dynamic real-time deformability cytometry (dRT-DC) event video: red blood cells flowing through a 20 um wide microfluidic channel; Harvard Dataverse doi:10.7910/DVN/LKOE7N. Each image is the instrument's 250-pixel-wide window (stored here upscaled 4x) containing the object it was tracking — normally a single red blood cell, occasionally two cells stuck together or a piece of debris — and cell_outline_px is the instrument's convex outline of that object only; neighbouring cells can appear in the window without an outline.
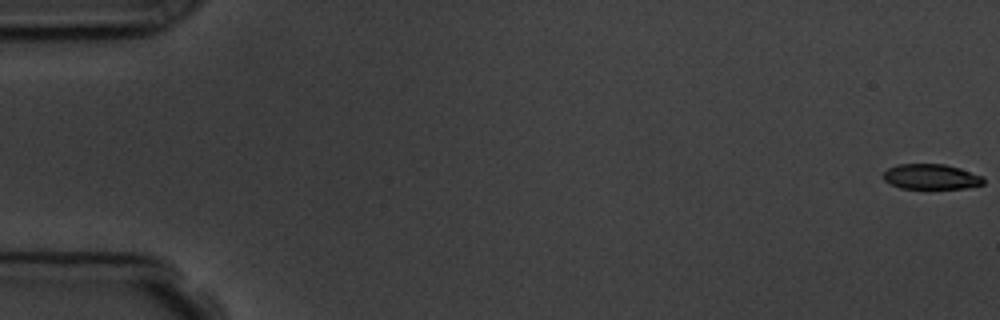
{"species": "common noctule bat (a hibernating species)", "species_latin": "Nyctalus noctula", "temperature_condition": "room temperature", "stored_images_in_passage": 7, "camera_frame_rate_fps": 3000, "um_per_image_px": 0.085, "animal": {"sex": "male", "body_mass_g": 19.5, "forearm_length_mm": 54.6}, "frame": {"image": 1, "passage_image": 1, "time_ms": 0.0, "image_size_px": [1000, 320], "cell_outline_px": [[984, 184], [968, 188], [900, 188], [888, 184], [884, 180], [884, 172], [888, 168], [896, 164], [944, 164], [960, 168], [984, 176]], "centroid_in_image_um": [79.15, 15.02], "position_along_channel_um": 5.8, "area_um2": 14.85}}
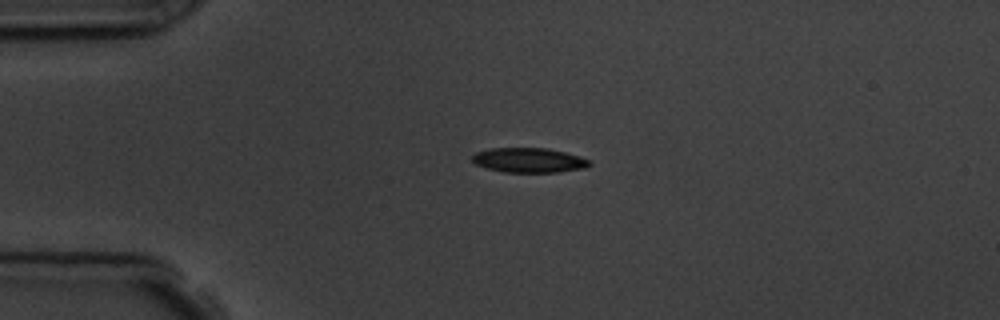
{"frame": {"image": 2, "passage_image": 5, "time_ms": 4.333, "image_size_px": [1000, 320], "cell_outline_px": [[592, 164], [584, 168], [560, 172], [504, 172], [488, 168], [476, 164], [472, 160], [472, 156], [476, 152], [488, 148], [548, 148], [564, 152], [588, 160]], "centroid_in_image_um": [44.93, 13.61], "position_along_channel_um": 40.1, "area_um2": 16.7}}